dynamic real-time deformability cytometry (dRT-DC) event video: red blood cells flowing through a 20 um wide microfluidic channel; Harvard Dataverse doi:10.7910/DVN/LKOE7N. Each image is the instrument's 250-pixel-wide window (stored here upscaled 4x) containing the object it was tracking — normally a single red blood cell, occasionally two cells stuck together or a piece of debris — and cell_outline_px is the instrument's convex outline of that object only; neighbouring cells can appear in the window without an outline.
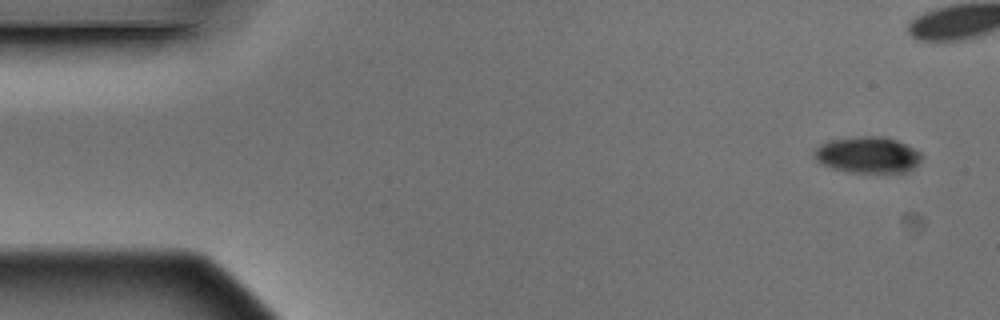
{"species": "Egyptian fruit bat (a non-hibernating species)", "species_latin": "Rousettus aegyptiacus", "temperature_condition": "warm", "stored_images_in_passage": 6, "camera_frame_rate_fps": 3000, "um_per_image_px": 0.085, "animal": {"sex": "male"}, "frame": {"image": 1, "passage_image": 1, "time_ms": 0.0, "image_size_px": [1000, 320], "cell_outline_px": [[924, 156], [908, 172], [852, 172], [832, 168], [816, 160], [812, 152], [820, 144], [828, 140], [860, 136], [880, 136], [896, 140], [920, 152]], "centroid_in_image_um": [73.73, 13.16], "position_along_channel_um": 11.3, "area_um2": 22.54}}
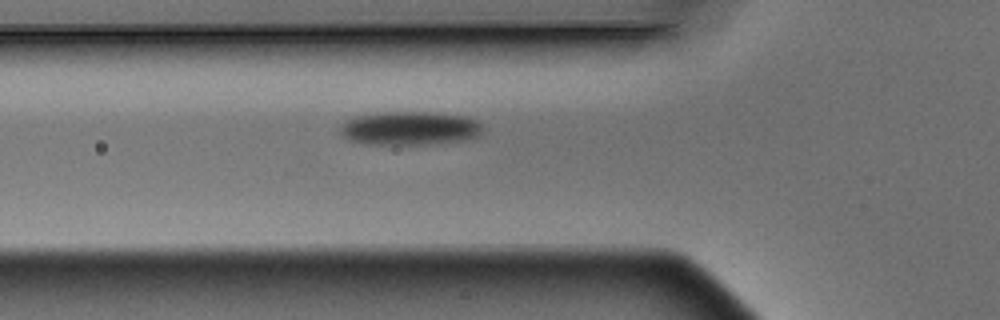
{"frame": {"image": 2, "passage_image": 6, "time_ms": 1.667, "image_size_px": [1000, 320], "cell_outline_px": [[480, 136], [460, 140], [424, 144], [376, 144], [352, 140], [344, 136], [340, 132], [340, 124], [344, 120], [356, 116], [376, 112], [436, 112], [464, 116], [476, 120], [480, 124]], "centroid_in_image_um": [34.79, 10.88], "position_along_channel_um": 91.0, "area_um2": 27.69}}